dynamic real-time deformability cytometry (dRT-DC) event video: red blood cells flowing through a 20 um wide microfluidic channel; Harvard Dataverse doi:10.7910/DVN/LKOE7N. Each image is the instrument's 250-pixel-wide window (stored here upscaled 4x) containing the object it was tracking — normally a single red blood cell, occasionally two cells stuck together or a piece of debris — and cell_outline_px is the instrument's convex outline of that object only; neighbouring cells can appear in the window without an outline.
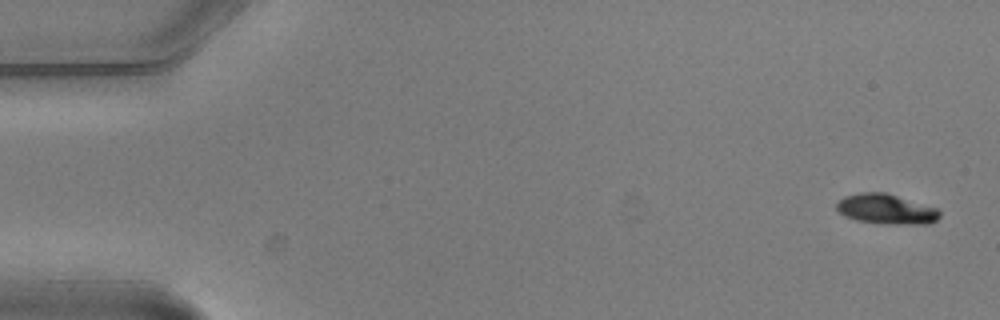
{"species": "common noctule bat (a hibernating species)", "species_latin": "Nyctalus noctula", "temperature_condition": "warm", "stored_images_in_passage": 4, "camera_frame_rate_fps": 3000, "um_per_image_px": 0.085, "animal": {"sex": "male", "body_mass_g": 20.5, "forearm_length_mm": 52.5}, "frame": {"image": 1, "passage_image": 1, "time_ms": 0.0, "image_size_px": [1000, 320], "cell_outline_px": [[940, 216], [936, 220], [928, 224], [888, 224], [856, 220], [844, 216], [836, 208], [836, 204], [844, 196], [860, 192], [884, 192], [936, 208], [940, 212]], "centroid_in_image_um": [75.3, 17.78], "position_along_channel_um": 9.7, "area_um2": 17.86}}